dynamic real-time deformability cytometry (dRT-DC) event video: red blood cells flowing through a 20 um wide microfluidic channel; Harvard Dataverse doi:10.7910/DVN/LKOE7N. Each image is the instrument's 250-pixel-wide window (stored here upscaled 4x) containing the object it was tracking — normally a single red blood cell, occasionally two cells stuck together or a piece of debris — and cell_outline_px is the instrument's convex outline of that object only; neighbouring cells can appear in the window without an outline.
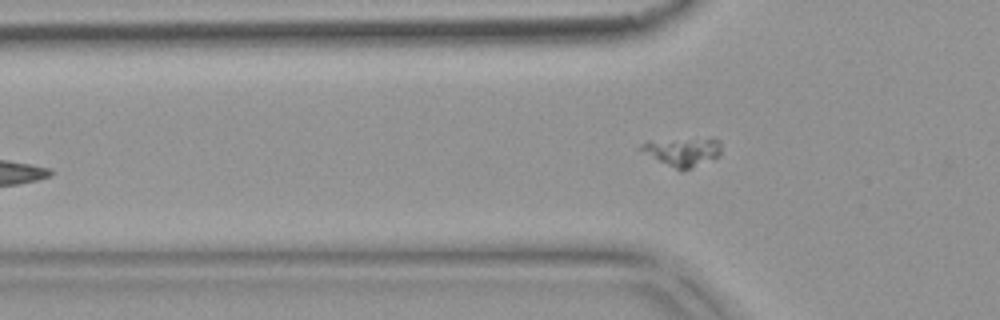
{"species": "common noctule bat (a hibernating species)", "species_latin": "Nyctalus noctula", "temperature_condition": "warm", "stored_images_in_passage": 6, "camera_frame_rate_fps": 3000, "um_per_image_px": 0.085, "animal": {"sex": "female", "body_mass_g": 18.4}, "frame": {"image": 1, "passage_image": 6, "time_ms": 1.667, "image_size_px": [1000, 320], "cell_outline_px": [[720, 156], [692, 168], [680, 172], [640, 148], [640, 144], [648, 140], [716, 140], [720, 144]], "centroid_in_image_um": [58.03, 12.93], "position_along_channel_um": 67.8, "area_um2": 12.66}}